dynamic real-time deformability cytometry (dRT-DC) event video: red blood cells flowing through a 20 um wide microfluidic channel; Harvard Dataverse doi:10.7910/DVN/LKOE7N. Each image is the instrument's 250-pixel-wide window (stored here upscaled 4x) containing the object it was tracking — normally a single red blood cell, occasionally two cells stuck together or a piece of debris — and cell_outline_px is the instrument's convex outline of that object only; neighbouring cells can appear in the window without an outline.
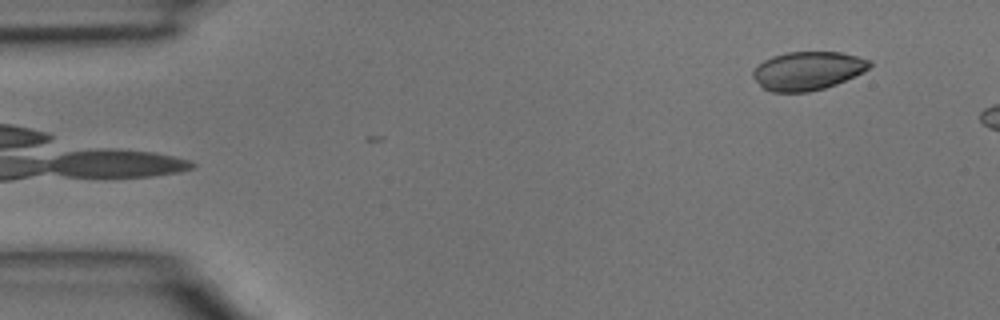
{"species": "common noctule bat (a hibernating species)", "species_latin": "Nyctalus noctula", "temperature_condition": "room temperature", "stored_images_in_passage": 4, "camera_frame_rate_fps": 3000, "um_per_image_px": 0.085, "animal": {"sex": "male", "body_mass_g": 15.6}, "frame": {"image": 1, "passage_image": 1, "time_ms": 0.0, "image_size_px": [1000, 320], "cell_outline_px": [[872, 64], [864, 72], [836, 84], [824, 88], [808, 92], [772, 92], [764, 88], [752, 76], [752, 72], [764, 60], [772, 56], [788, 52], [840, 52], [872, 60]], "centroid_in_image_um": [68.68, 6.01], "position_along_channel_um": 16.3, "area_um2": 26.01}}